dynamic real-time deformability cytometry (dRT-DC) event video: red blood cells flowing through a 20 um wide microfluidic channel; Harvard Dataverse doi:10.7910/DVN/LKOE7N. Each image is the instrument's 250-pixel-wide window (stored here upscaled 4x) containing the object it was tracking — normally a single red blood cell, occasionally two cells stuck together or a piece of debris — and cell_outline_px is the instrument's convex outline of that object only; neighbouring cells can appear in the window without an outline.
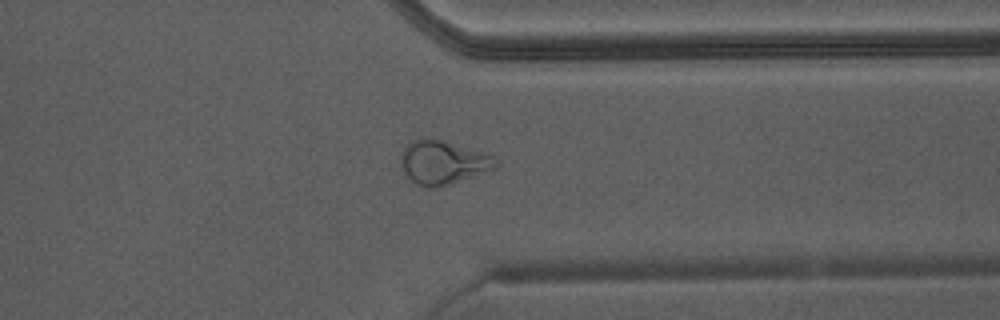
{"species": "Egyptian fruit bat (a non-hibernating species)", "species_latin": "Rousettus aegyptiacus", "temperature_condition": "warm", "stored_images_in_passage": 34, "camera_frame_rate_fps": 3000, "um_per_image_px": 0.085, "animal": {"sex": "male"}, "frame": {"image": 1, "passage_image": 25, "time_ms": 8.0, "image_size_px": [1000, 320], "cell_outline_px": [[500, 164], [496, 168], [436, 188], [432, 188], [416, 184], [400, 168], [400, 156], [404, 148], [408, 144], [424, 136], [440, 140], [480, 152], [488, 156]], "centroid_in_image_um": [37.57, 13.81], "position_along_channel_um": 373.8, "area_um2": 23.52}, "authors_computed_cell_mechanics": {"area_um2": 23.1778, "velocity_mm_per_s": 4.432, "shape_relaxation_time_tau1_ms": null, "shape_relaxation_time_tau2_ms": 0.8958, "deformation_change_tau1": null, "deformation_change_tau2": 0.0803}}